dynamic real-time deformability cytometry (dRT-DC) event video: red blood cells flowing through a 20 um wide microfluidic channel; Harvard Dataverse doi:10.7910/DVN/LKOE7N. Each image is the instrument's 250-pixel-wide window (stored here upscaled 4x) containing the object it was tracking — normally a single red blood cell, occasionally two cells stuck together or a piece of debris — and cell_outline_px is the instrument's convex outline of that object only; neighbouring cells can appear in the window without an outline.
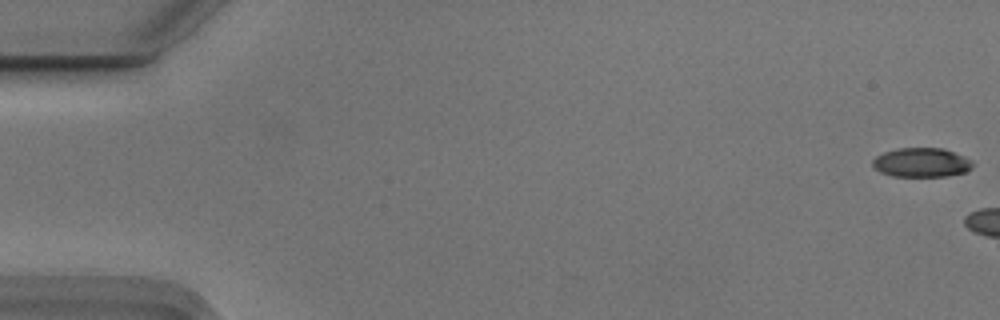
{"species": "Egyptian fruit bat (a non-hibernating species)", "species_latin": "Rousettus aegyptiacus", "temperature_condition": "cold", "stored_images_in_passage": 11, "camera_frame_rate_fps": 3000, "um_per_image_px": 0.085, "animal": {"sex": "male"}, "frame": {"image": 1, "passage_image": 1, "time_ms": 0.0, "image_size_px": [1000, 320], "cell_outline_px": [[972, 168], [964, 172], [948, 176], [892, 176], [880, 172], [872, 164], [872, 160], [876, 156], [884, 152], [896, 148], [944, 148], [964, 156], [972, 160]], "centroid_in_image_um": [78.32, 13.8], "position_along_channel_um": 6.7, "area_um2": 17.05}}